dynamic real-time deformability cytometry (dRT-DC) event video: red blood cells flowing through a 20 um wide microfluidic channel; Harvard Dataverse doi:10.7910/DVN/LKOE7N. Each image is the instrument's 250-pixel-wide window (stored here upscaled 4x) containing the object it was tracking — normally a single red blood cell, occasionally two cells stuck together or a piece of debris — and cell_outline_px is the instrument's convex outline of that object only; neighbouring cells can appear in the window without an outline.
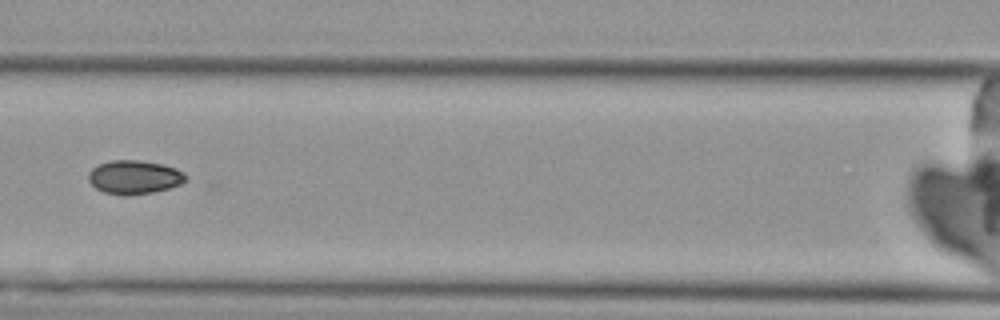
{"species": "Egyptian fruit bat (a non-hibernating species)", "species_latin": "Rousettus aegyptiacus", "temperature_condition": "cold", "stored_images_in_passage": 9, "camera_frame_rate_fps": 3000, "um_per_image_px": 0.085, "animal": {"sex": "female"}, "frame": {"image": 1, "passage_image": 7, "time_ms": 8.0, "image_size_px": [1000, 320], "cell_outline_px": [[188, 180], [180, 184], [168, 188], [152, 192], [124, 196], [104, 192], [96, 188], [88, 180], [88, 172], [92, 168], [100, 164], [112, 160], [136, 160], [160, 164], [176, 168], [184, 172], [188, 176]], "centroid_in_image_um": [11.42, 15.06], "position_along_channel_um": 155.2, "area_um2": 19.07}}
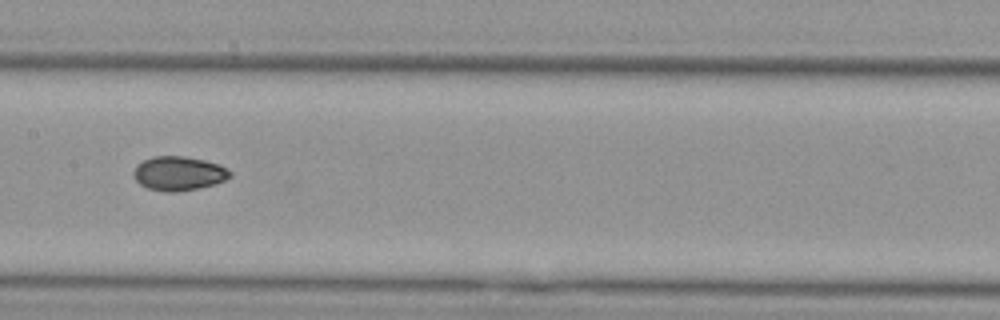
{"frame": {"image": 2, "passage_image": 8, "time_ms": 9.0, "image_size_px": [1000, 320], "cell_outline_px": [[232, 176], [224, 180], [212, 184], [196, 188], [176, 192], [164, 192], [148, 188], [140, 184], [136, 180], [132, 172], [136, 164], [152, 156], [184, 156], [204, 160], [220, 164], [228, 168], [232, 172]], "centroid_in_image_um": [15.18, 14.73], "position_along_channel_um": 192.2, "area_um2": 19.25}}
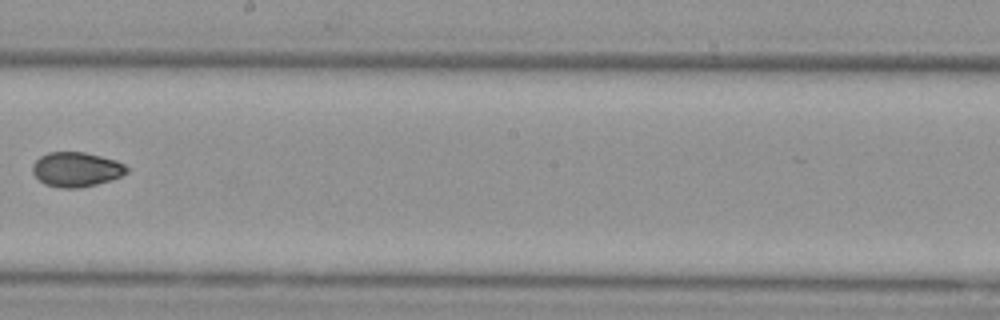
{"frame": {"image": 3, "passage_image": 9, "time_ms": 10.333, "image_size_px": [1000, 320], "cell_outline_px": [[128, 172], [120, 176], [96, 184], [80, 188], [60, 188], [44, 184], [32, 172], [32, 164], [40, 156], [48, 152], [84, 152], [116, 160], [124, 164], [128, 168]], "centroid_in_image_um": [6.46, 14.4], "position_along_channel_um": 241.7, "area_um2": 18.96}}